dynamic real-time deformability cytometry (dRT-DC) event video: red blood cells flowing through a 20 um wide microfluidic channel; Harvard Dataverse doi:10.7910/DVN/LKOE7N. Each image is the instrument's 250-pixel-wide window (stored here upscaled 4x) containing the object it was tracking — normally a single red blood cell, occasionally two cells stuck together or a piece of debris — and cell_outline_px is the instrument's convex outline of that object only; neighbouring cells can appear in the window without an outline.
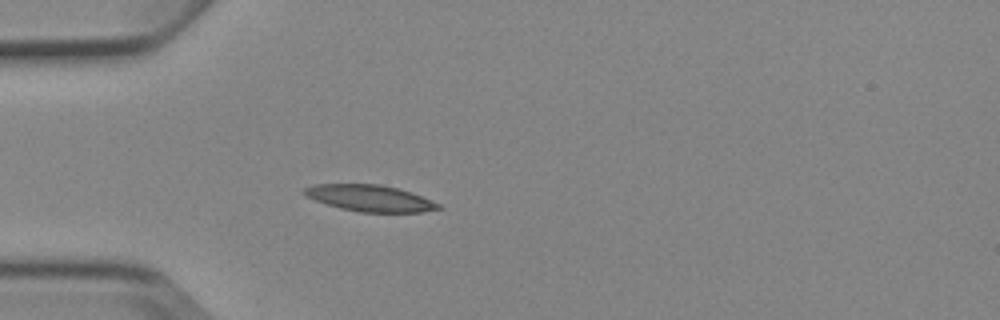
{"species": "Egyptian fruit bat (a non-hibernating species)", "species_latin": "Rousettus aegyptiacus", "temperature_condition": "cold", "stored_images_in_passage": 1, "camera_frame_rate_fps": 3000, "um_per_image_px": 0.085, "animal": {"sex": "female"}, "frame": {"image": 1, "passage_image": 1, "time_ms": 0.0, "image_size_px": [1000, 320], "cell_outline_px": [[444, 208], [424, 212], [360, 212], [340, 208], [316, 200], [300, 192], [304, 188], [312, 184], [380, 184], [400, 188], [412, 192], [440, 204]], "centroid_in_image_um": [31.47, 16.84], "position_along_channel_um": 53.5, "area_um2": 20.75}}